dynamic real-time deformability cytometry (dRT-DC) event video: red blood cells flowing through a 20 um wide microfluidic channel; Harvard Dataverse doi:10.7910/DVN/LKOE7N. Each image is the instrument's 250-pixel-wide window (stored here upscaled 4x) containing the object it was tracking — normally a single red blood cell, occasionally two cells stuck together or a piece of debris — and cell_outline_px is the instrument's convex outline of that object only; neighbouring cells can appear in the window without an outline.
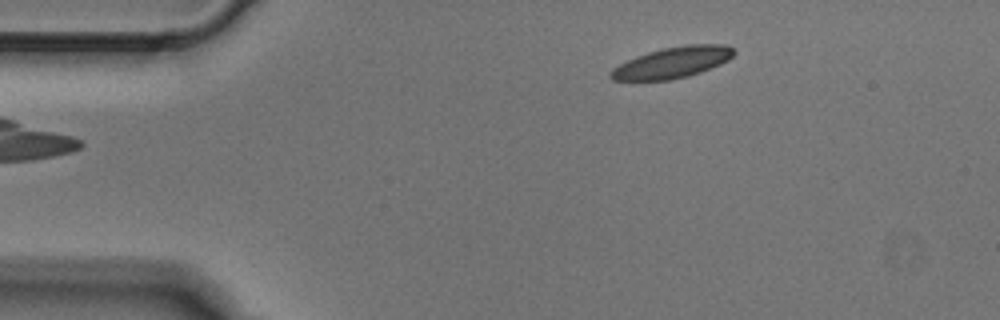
{"species": "Egyptian fruit bat (a non-hibernating species)", "species_latin": "Rousettus aegyptiacus", "temperature_condition": "cold", "stored_images_in_passage": 2, "camera_frame_rate_fps": 3000, "um_per_image_px": 0.085, "animal": {"sex": "male"}, "frame": {"image": 1, "passage_image": 2, "time_ms": 0.333, "image_size_px": [1000, 320], "cell_outline_px": [[736, 52], [728, 60], [720, 64], [700, 72], [688, 76], [672, 80], [612, 80], [608, 76], [608, 72], [612, 68], [636, 56], [648, 52], [664, 48], [684, 44], [724, 44], [732, 48]], "centroid_in_image_um": [57.14, 5.31], "position_along_channel_um": 27.9, "area_um2": 22.31}}